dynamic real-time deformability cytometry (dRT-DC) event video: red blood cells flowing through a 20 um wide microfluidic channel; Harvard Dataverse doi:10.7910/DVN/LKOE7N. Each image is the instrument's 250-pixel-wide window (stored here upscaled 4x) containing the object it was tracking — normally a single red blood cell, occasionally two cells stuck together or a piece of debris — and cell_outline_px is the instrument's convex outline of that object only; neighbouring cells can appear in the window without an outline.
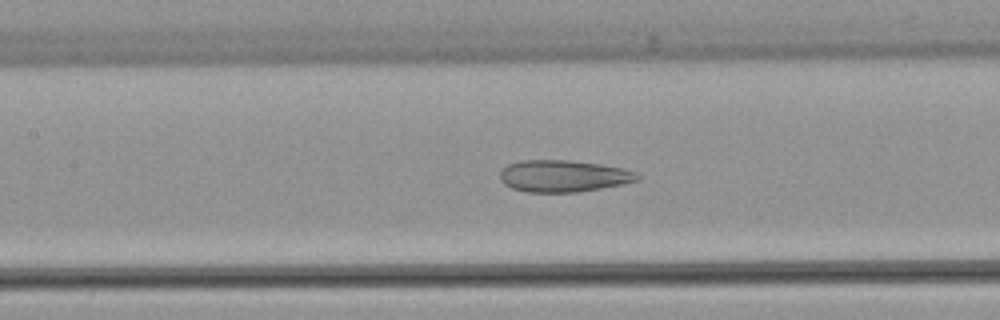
{"species": "common noctule bat (a hibernating species)", "species_latin": "Nyctalus noctula", "temperature_condition": "warm", "stored_images_in_passage": 53, "camera_frame_rate_fps": 3000, "um_per_image_px": 0.085, "animal": {"sex": "female", "body_mass_g": 22.7, "forearm_length_mm": 54.2}, "frame": {"image": 1, "passage_image": 24, "time_ms": 7.667, "image_size_px": [1000, 320], "cell_outline_px": [[640, 180], [624, 184], [576, 192], [528, 192], [512, 188], [504, 184], [500, 180], [500, 172], [508, 164], [520, 160], [568, 160], [600, 164], [620, 168], [636, 172], [640, 176]], "centroid_in_image_um": [47.88, 14.96], "position_along_channel_um": 159.5, "area_um2": 25.43}}
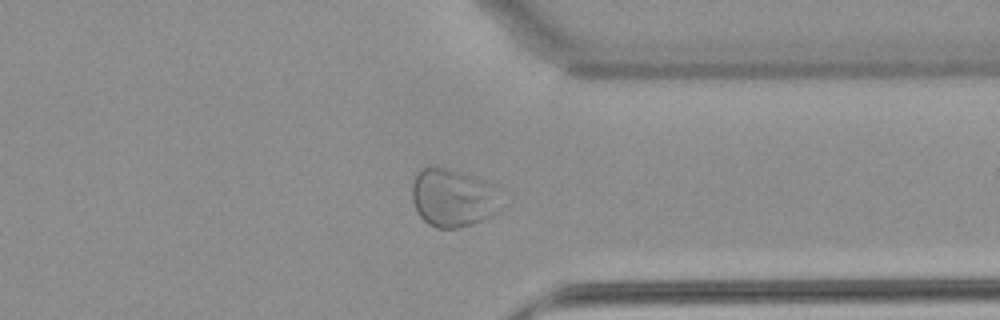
{"frame": {"image": 2, "passage_image": 41, "time_ms": 13.333, "image_size_px": [1000, 320], "cell_outline_px": [[508, 204], [504, 208], [492, 216], [472, 224], [456, 228], [436, 228], [428, 224], [420, 216], [412, 200], [412, 184], [420, 168], [432, 164], [436, 164], [488, 180], [508, 192]], "centroid_in_image_um": [38.68, 16.77], "position_along_channel_um": 372.7, "area_um2": 32.19}}